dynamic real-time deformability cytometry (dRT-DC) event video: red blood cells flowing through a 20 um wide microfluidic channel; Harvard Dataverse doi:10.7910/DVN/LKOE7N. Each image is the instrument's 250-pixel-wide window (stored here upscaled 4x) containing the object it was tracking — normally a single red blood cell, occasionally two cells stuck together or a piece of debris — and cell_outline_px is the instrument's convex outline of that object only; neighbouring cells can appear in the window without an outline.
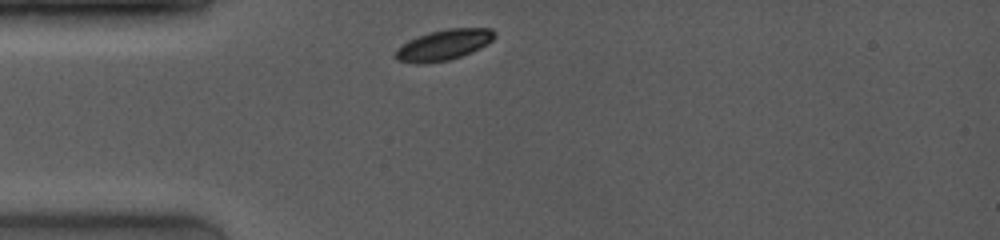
{"species": "common noctule bat (a hibernating species)", "species_latin": "Nyctalus noctula", "temperature_condition": "room temperature", "stored_images_in_passage": 24, "camera_frame_rate_fps": 4000, "um_per_image_px": 0.085, "animal": {"sex": "female", "body_mass_g": 19.0, "forearm_length_mm": 53.3}, "frame": {"image": 1, "passage_image": 1, "time_ms": 0.0, "image_size_px": [1000, 240], "cell_outline_px": [[496, 36], [488, 44], [472, 52], [448, 60], [424, 64], [416, 64], [396, 60], [396, 48], [408, 40], [432, 32], [448, 28], [492, 28], [496, 32]], "centroid_in_image_um": [37.74, 3.82], "position_along_channel_um": 47.3, "area_um2": 17.69}}
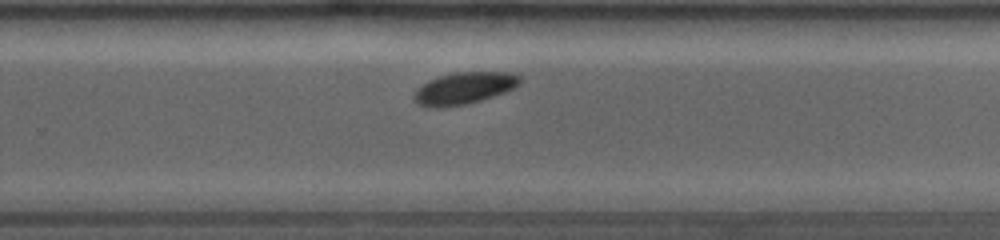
{"frame": {"image": 2, "passage_image": 19, "time_ms": 6.5, "image_size_px": [1000, 240], "cell_outline_px": [[520, 84], [504, 92], [480, 100], [464, 104], [436, 108], [416, 104], [412, 100], [412, 96], [416, 88], [428, 80], [440, 76], [456, 72], [508, 72], [520, 76]], "centroid_in_image_um": [39.38, 7.49], "position_along_channel_um": 290.4, "area_um2": 19.59}}
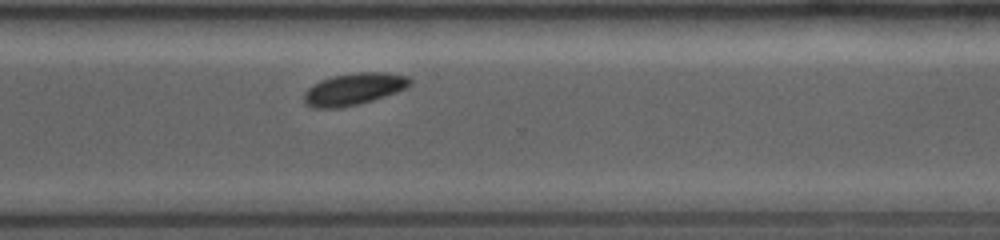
{"frame": {"image": 3, "passage_image": 22, "time_ms": 7.75, "image_size_px": [1000, 240], "cell_outline_px": [[412, 84], [396, 92], [372, 100], [356, 104], [336, 108], [312, 108], [304, 104], [304, 92], [308, 88], [320, 80], [332, 76], [356, 72], [388, 72], [408, 76], [412, 80]], "centroid_in_image_um": [30.06, 7.56], "position_along_channel_um": 340.5, "area_um2": 19.71}}